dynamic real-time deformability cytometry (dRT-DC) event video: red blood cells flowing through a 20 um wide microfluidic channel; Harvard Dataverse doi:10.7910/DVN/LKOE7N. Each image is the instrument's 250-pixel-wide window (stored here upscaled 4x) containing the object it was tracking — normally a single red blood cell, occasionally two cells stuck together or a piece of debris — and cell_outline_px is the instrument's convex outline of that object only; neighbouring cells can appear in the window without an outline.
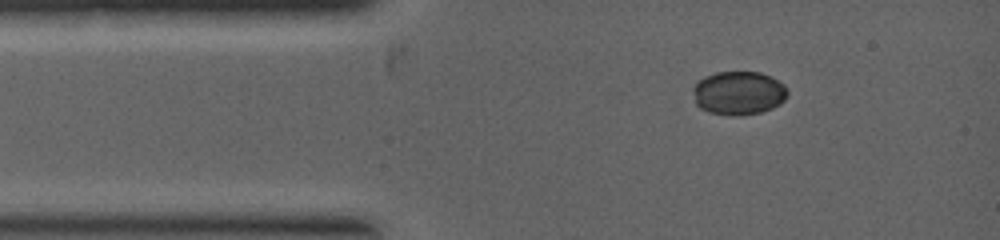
{"species": "common noctule bat (a hibernating species)", "species_latin": "Nyctalus noctula", "temperature_condition": "warm", "stored_images_in_passage": 4, "camera_frame_rate_fps": 5000, "um_per_image_px": 0.085, "animal": {"sex": "female", "body_mass_g": 19.0, "forearm_length_mm": 53.3}, "frame": {"image": 1, "passage_image": 1, "time_ms": 0.0, "image_size_px": [1000, 240], "cell_outline_px": [[788, 96], [780, 104], [772, 108], [760, 112], [740, 116], [728, 116], [708, 112], [700, 108], [696, 104], [692, 88], [704, 76], [716, 72], [760, 72], [772, 76], [784, 84], [788, 92]], "centroid_in_image_um": [62.79, 7.91], "position_along_channel_um": 22.2, "area_um2": 24.33}}